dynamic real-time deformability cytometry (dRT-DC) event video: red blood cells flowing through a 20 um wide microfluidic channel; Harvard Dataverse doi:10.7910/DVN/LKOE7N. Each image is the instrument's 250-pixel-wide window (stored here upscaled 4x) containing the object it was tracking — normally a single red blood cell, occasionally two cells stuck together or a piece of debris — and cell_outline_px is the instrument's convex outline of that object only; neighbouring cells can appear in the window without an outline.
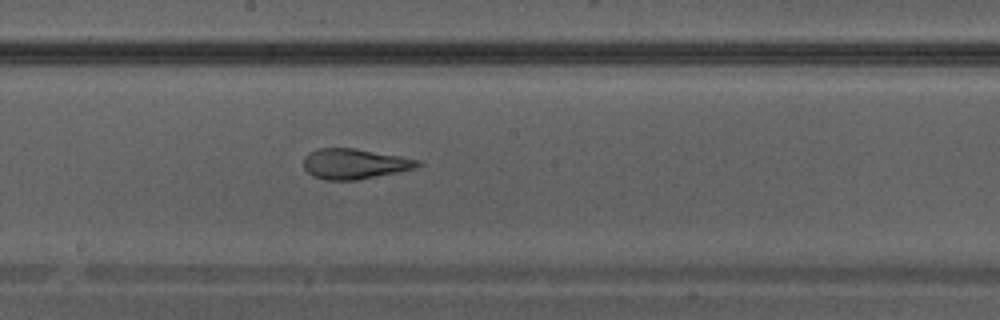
{"species": "Egyptian fruit bat (a non-hibernating species)", "species_latin": "Rousettus aegyptiacus", "temperature_condition": "warm", "stored_images_in_passage": 30, "camera_frame_rate_fps": 3000, "um_per_image_px": 0.085, "animal": {"sex": "male"}, "frame": {"image": 1, "passage_image": 13, "time_ms": 4.0, "image_size_px": [1000, 320], "cell_outline_px": [[424, 164], [416, 168], [356, 180], [324, 180], [312, 176], [304, 168], [304, 156], [308, 152], [316, 148], [356, 148], [400, 156], [420, 160]], "centroid_in_image_um": [30.12, 13.91], "position_along_channel_um": 218.1, "area_um2": 20.29}}